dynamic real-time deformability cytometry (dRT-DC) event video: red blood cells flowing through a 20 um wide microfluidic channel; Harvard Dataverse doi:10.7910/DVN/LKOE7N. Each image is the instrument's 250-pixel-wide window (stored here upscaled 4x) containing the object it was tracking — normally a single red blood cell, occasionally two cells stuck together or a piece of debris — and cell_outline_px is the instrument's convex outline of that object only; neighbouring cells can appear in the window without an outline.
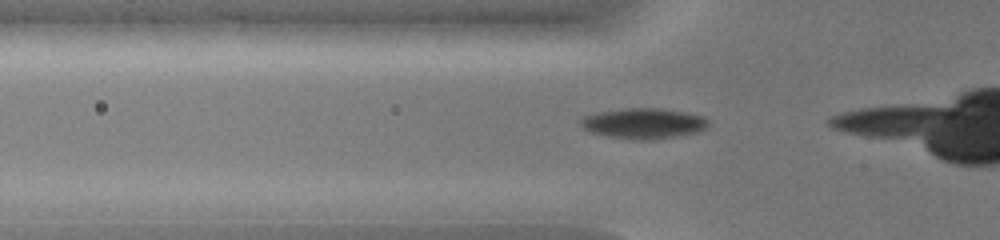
{"species": "common noctule bat (a hibernating species)", "species_latin": "Nyctalus noctula", "temperature_condition": "warm", "stored_images_in_passage": 15, "camera_frame_rate_fps": 3000, "um_per_image_px": 0.085, "animal": {"sex": "female", "body_mass_g": 19.0, "forearm_length_mm": 51.5}, "frame": {"image": 1, "passage_image": 10, "time_ms": 3.0, "image_size_px": [1000, 240], "cell_outline_px": [[708, 128], [700, 132], [680, 136], [656, 140], [632, 140], [608, 136], [588, 132], [580, 124], [580, 120], [584, 116], [600, 112], [624, 108], [660, 108], [684, 112], [704, 116], [708, 120]], "centroid_in_image_um": [54.74, 10.51], "position_along_channel_um": 71.1, "area_um2": 23.06}}
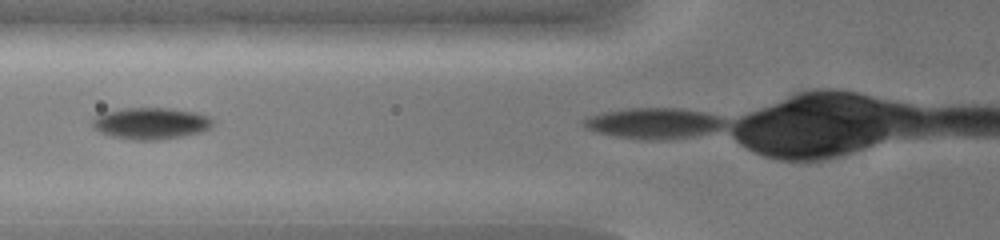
{"frame": {"image": 2, "passage_image": 13, "time_ms": 4.0, "image_size_px": [1000, 240], "cell_outline_px": [[212, 128], [200, 132], [160, 140], [132, 140], [112, 136], [100, 132], [92, 124], [92, 120], [96, 116], [104, 112], [128, 108], [168, 108], [196, 112], [208, 116], [212, 120]], "centroid_in_image_um": [12.83, 10.49], "position_along_channel_um": 113.0, "area_um2": 22.02}}